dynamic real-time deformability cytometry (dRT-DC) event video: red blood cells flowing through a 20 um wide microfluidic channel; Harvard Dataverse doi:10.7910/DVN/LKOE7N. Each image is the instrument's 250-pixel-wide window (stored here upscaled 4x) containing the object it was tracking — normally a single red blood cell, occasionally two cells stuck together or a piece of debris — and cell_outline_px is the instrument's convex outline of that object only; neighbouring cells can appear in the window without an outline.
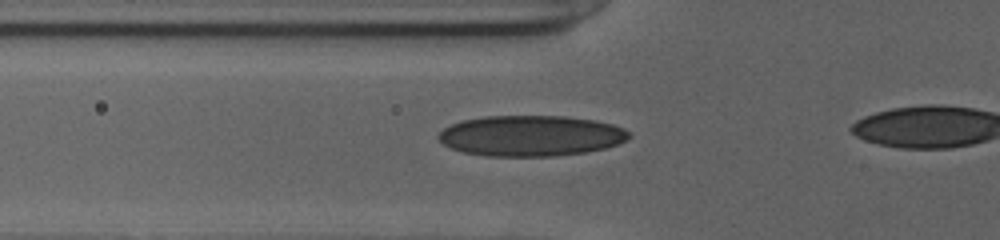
{"species": "human", "species_latin": "Homo sapiens", "temperature_condition": "cold", "stored_images_in_passage": 41, "camera_frame_rate_fps": 3000, "um_per_image_px": 0.085, "donor": {"sex": "female"}, "frame": {"image": 1, "passage_image": 14, "time_ms": 4.333, "image_size_px": [1000, 240], "cell_outline_px": [[632, 136], [616, 144], [604, 148], [584, 152], [556, 156], [484, 156], [464, 152], [452, 148], [444, 144], [436, 136], [444, 128], [452, 124], [464, 120], [484, 116], [564, 116], [596, 120], [612, 124], [624, 128]], "centroid_in_image_um": [45.11, 11.54], "position_along_channel_um": 80.7, "area_um2": 45.08}}
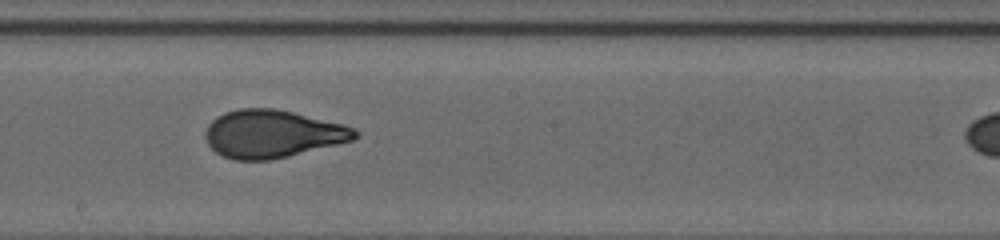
{"frame": {"image": 2, "passage_image": 25, "time_ms": 8.0, "image_size_px": [1000, 240], "cell_outline_px": [[360, 136], [352, 140], [288, 156], [268, 160], [236, 160], [224, 156], [216, 152], [208, 144], [204, 136], [204, 132], [208, 124], [216, 116], [224, 112], [240, 108], [276, 108], [344, 124], [360, 132]], "centroid_in_image_um": [23.13, 11.36], "position_along_channel_um": 225.1, "area_um2": 41.62}}
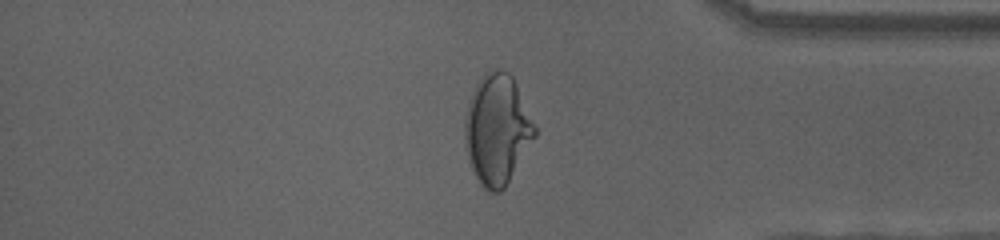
{"frame": {"image": 3, "passage_image": 39, "time_ms": 12.667, "image_size_px": [1000, 240], "cell_outline_px": [[536, 136], [504, 188], [500, 192], [488, 192], [480, 184], [468, 160], [464, 136], [464, 120], [468, 104], [472, 92], [480, 76], [484, 72], [500, 68], [508, 72], [512, 76], [516, 84], [536, 128]], "centroid_in_image_um": [42.24, 10.99], "position_along_channel_um": 393.0, "area_um2": 44.68}}